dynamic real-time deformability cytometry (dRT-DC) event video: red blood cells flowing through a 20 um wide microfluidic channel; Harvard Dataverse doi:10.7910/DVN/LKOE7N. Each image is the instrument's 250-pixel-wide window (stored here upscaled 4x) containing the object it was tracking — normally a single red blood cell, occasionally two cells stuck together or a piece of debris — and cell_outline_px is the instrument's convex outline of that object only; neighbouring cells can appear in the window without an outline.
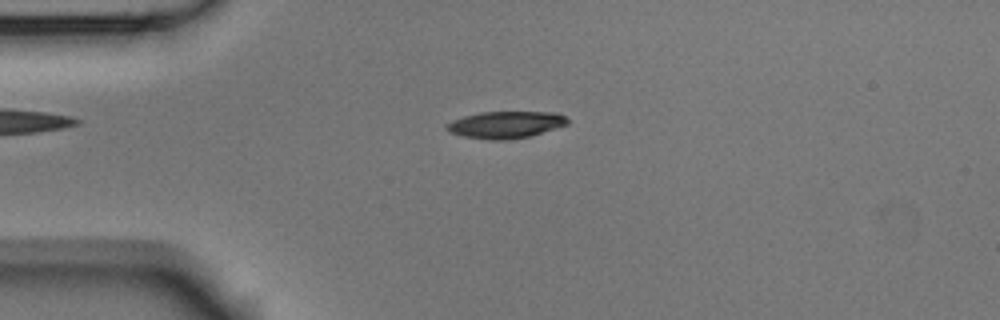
{"species": "Egyptian fruit bat (a non-hibernating species)", "species_latin": "Rousettus aegyptiacus", "temperature_condition": "room temperature", "stored_images_in_passage": 3, "camera_frame_rate_fps": 3000, "um_per_image_px": 0.085, "animal": {"sex": "male"}, "frame": {"image": 1, "passage_image": 2, "time_ms": 0.333, "image_size_px": [1000, 320], "cell_outline_px": [[568, 124], [528, 136], [504, 140], [492, 140], [464, 136], [452, 132], [444, 128], [444, 124], [452, 120], [464, 116], [480, 112], [556, 112], [564, 116], [568, 120]], "centroid_in_image_um": [42.94, 10.59], "position_along_channel_um": 42.1, "area_um2": 18.73}}